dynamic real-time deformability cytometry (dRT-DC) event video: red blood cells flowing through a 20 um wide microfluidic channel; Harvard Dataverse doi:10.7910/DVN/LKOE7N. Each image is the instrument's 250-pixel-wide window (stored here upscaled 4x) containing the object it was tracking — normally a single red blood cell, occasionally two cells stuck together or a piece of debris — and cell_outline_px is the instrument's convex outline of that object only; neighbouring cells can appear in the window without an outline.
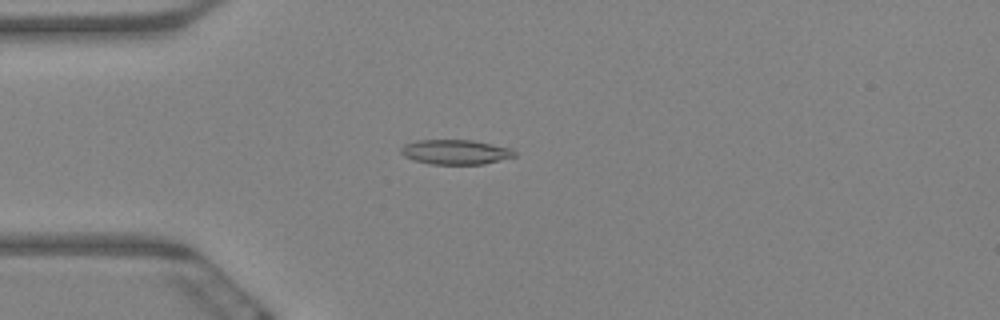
{"species": "Egyptian fruit bat (a non-hibernating species)", "species_latin": "Rousettus aegyptiacus", "temperature_condition": "warm", "stored_images_in_passage": 47, "camera_frame_rate_fps": 3000, "um_per_image_px": 0.085, "animal": {"sex": "female"}, "frame": {"image": 1, "passage_image": 9, "time_ms": 2.667, "image_size_px": [1000, 320], "cell_outline_px": [[516, 156], [484, 164], [428, 164], [404, 156], [400, 152], [400, 148], [404, 144], [416, 140], [472, 140], [512, 148], [516, 152]], "centroid_in_image_um": [38.72, 12.92], "position_along_channel_um": 46.3, "area_um2": 16.42}}
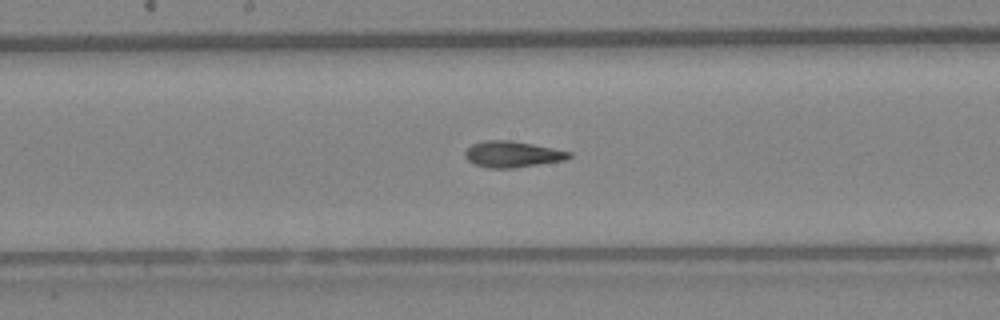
{"frame": {"image": 2, "passage_image": 25, "time_ms": 8.0, "image_size_px": [1000, 320], "cell_outline_px": [[572, 156], [564, 160], [512, 168], [488, 168], [472, 164], [464, 156], [464, 152], [472, 144], [484, 140], [512, 140], [572, 152]], "centroid_in_image_um": [43.51, 13.11], "position_along_channel_um": 204.7, "area_um2": 15.84}}
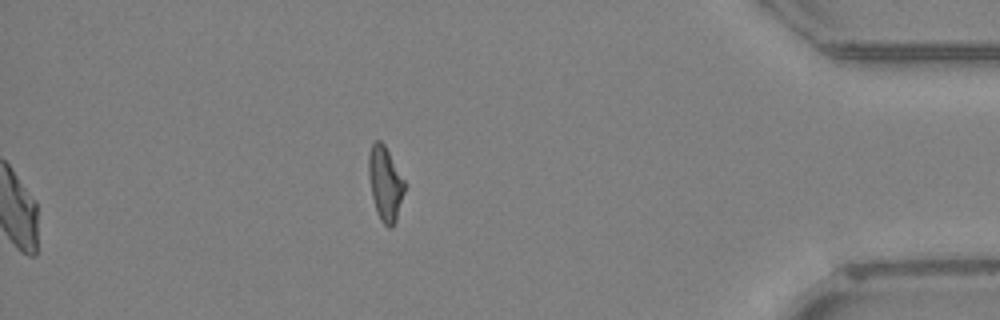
{"frame": {"image": 3, "passage_image": 47, "time_ms": 15.333, "image_size_px": [1000, 320], "cell_outline_px": [[404, 192], [396, 220], [392, 228], [388, 228], [380, 220], [376, 212], [372, 196], [368, 176], [368, 152], [372, 144], [376, 140], [380, 140], [384, 144], [404, 180]], "centroid_in_image_um": [32.71, 15.61], "position_along_channel_um": 402.5, "area_um2": 15.49}, "authors_computed_cell_mechanics": {"area_um2": 16.0106, "velocity_mm_per_s": 3.277, "shape_relaxation_time_tau1_ms": null, "shape_relaxation_time_tau2_ms": 3.288, "deformation_change_tau1": null, "deformation_change_tau2": 0.1143}}